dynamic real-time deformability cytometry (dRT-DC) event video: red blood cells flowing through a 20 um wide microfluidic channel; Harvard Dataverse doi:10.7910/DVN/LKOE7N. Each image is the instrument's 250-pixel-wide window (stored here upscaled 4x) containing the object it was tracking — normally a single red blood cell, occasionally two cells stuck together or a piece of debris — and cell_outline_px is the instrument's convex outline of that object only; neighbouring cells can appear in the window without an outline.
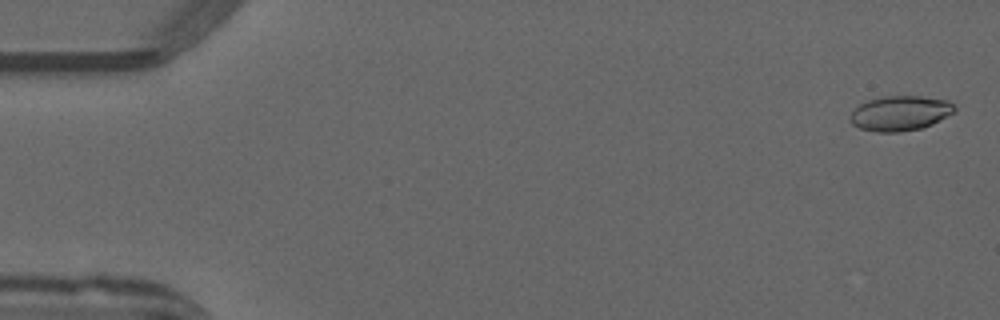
{"species": "common noctule bat (a hibernating species)", "species_latin": "Nyctalus noctula", "temperature_condition": "warm", "stored_images_in_passage": 49, "camera_frame_rate_fps": 3000, "um_per_image_px": 0.085, "animal": {"sex": "male", "forearm_length_mm": 52.5}, "frame": {"image": 1, "passage_image": 2, "time_ms": 0.333, "image_size_px": [1000, 320], "cell_outline_px": [[956, 108], [952, 112], [932, 124], [920, 128], [900, 132], [876, 132], [860, 128], [852, 124], [848, 120], [852, 112], [860, 104], [868, 100], [880, 96], [920, 96], [948, 100]], "centroid_in_image_um": [76.47, 9.62], "position_along_channel_um": 8.5, "area_um2": 21.1}}
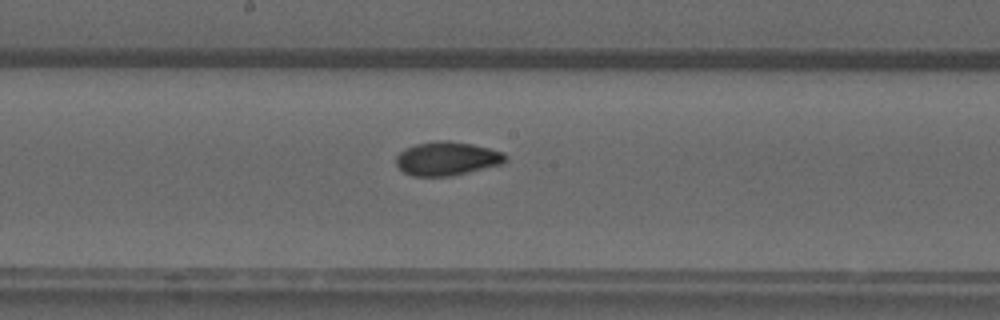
{"frame": {"image": 2, "passage_image": 28, "time_ms": 9.0, "image_size_px": [1000, 320], "cell_outline_px": [[508, 160], [504, 164], [468, 172], [448, 176], [412, 176], [404, 172], [396, 164], [396, 156], [404, 148], [416, 144], [436, 140], [448, 140], [472, 144], [504, 152], [508, 156]], "centroid_in_image_um": [38.02, 13.47], "position_along_channel_um": 210.2, "area_um2": 21.68}}
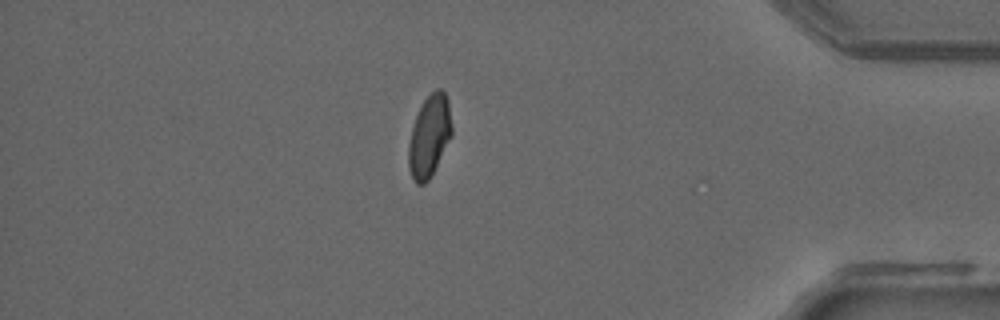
{"frame": {"image": 3, "passage_image": 45, "time_ms": 14.667, "image_size_px": [1000, 320], "cell_outline_px": [[452, 136], [428, 180], [424, 184], [416, 184], [412, 180], [408, 168], [408, 144], [412, 128], [416, 116], [424, 100], [436, 88], [440, 88], [444, 92], [448, 100], [452, 128]], "centroid_in_image_um": [36.48, 11.59], "position_along_channel_um": 398.7, "area_um2": 20.52}, "authors_computed_cell_mechanics": {"area_um2": 20.9814, "velocity_mm_per_s": 3.9871, "shape_relaxation_time_tau1_ms": 8.0787, "shape_relaxation_time_tau2_ms": 1.4282, "deformation_change_tau1": 0.1657, "deformation_change_tau2": 0.0567}}